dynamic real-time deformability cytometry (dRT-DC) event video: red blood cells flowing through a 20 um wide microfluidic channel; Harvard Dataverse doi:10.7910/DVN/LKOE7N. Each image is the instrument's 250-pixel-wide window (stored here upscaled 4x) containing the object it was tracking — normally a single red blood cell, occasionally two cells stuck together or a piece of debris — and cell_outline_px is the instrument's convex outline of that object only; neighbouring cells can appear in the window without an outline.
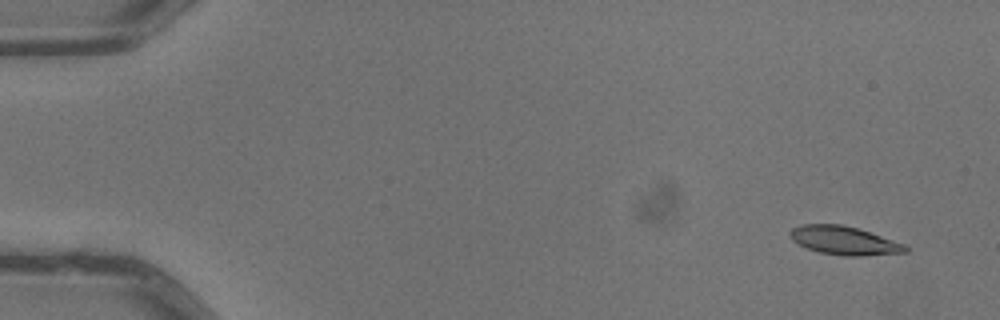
{"species": "common noctule bat (a hibernating species)", "species_latin": "Nyctalus noctula", "temperature_condition": "warm", "stored_images_in_passage": 6, "camera_frame_rate_fps": 3000, "um_per_image_px": 0.085, "animal": {"sex": "male", "body_mass_g": 13.3}, "frame": {"image": 1, "passage_image": 1, "time_ms": 0.0, "image_size_px": [1000, 320], "cell_outline_px": [[908, 252], [860, 256], [844, 256], [820, 252], [808, 248], [792, 240], [788, 236], [788, 232], [792, 228], [800, 224], [840, 224], [856, 228], [904, 244], [908, 248]], "centroid_in_image_um": [71.7, 20.44], "position_along_channel_um": 13.3, "area_um2": 18.96}}
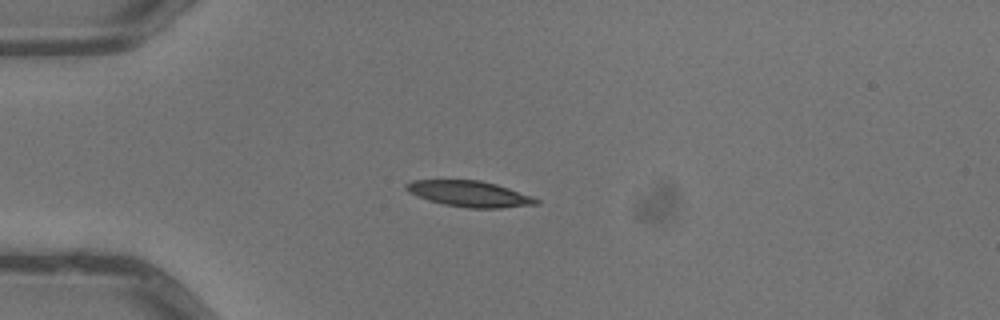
{"frame": {"image": 2, "passage_image": 4, "time_ms": 1.0, "image_size_px": [1000, 320], "cell_outline_px": [[540, 204], [500, 208], [468, 208], [444, 204], [428, 200], [416, 196], [408, 192], [404, 188], [404, 184], [412, 180], [480, 180], [496, 184], [532, 196], [540, 200]], "centroid_in_image_um": [39.89, 16.47], "position_along_channel_um": 45.1, "area_um2": 19.71}}
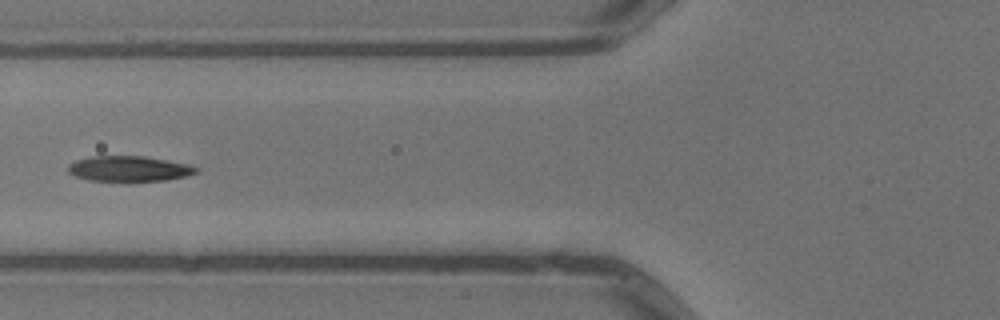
{"frame": {"image": 3, "passage_image": 6, "time_ms": 1.667, "image_size_px": [1000, 320], "cell_outline_px": [[200, 168], [196, 172], [188, 176], [168, 180], [128, 184], [124, 184], [88, 180], [76, 176], [68, 172], [68, 164], [76, 160], [92, 156], [144, 156], [188, 164]], "centroid_in_image_um": [10.97, 14.39], "position_along_channel_um": 114.8, "area_um2": 19.94}}